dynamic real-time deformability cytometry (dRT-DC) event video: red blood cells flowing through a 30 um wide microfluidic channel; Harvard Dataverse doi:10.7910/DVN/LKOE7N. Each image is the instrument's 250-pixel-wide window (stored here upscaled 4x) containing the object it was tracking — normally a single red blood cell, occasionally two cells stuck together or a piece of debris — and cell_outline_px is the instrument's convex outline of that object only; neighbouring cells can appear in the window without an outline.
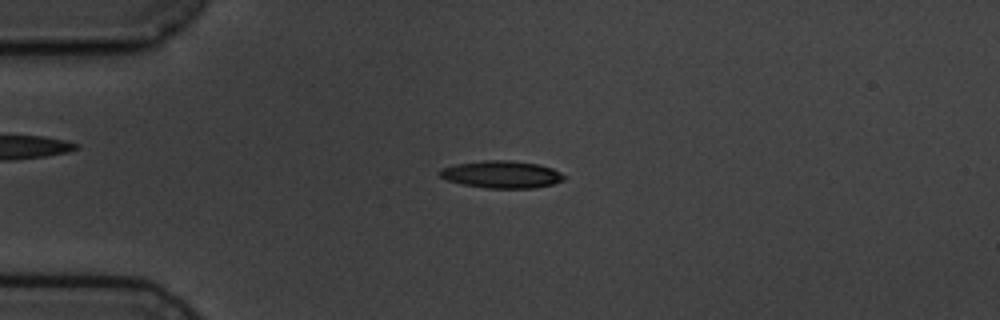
{"species": "common noctule bat (a hibernating species)", "species_latin": "Nyctalus noctula", "temperature_condition": "cold", "stored_images_in_passage": 3, "camera_frame_rate_fps": 3000, "um_per_image_px": 0.085, "animal": {"sex": "male", "body_mass_g": 19.5, "forearm_length_mm": 54.6}, "frame": {"image": 1, "passage_image": 2, "time_ms": 2.0, "image_size_px": [1000, 320], "cell_outline_px": [[568, 176], [564, 180], [552, 184], [532, 188], [484, 188], [464, 184], [448, 180], [440, 176], [440, 168], [456, 164], [484, 160], [508, 160], [540, 164], [552, 168]], "centroid_in_image_um": [42.68, 14.82], "position_along_channel_um": 42.3, "area_um2": 19.77}}